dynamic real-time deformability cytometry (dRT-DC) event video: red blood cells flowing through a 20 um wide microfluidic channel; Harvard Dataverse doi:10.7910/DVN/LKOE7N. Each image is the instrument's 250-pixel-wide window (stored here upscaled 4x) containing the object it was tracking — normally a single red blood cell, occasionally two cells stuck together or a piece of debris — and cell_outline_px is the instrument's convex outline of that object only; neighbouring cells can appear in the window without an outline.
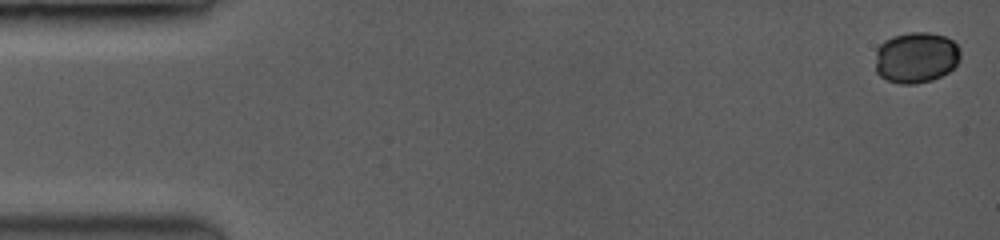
{"species": "common noctule bat (a hibernating species)", "species_latin": "Nyctalus noctula", "temperature_condition": "room temperature", "stored_images_in_passage": 24, "camera_frame_rate_fps": 3500, "um_per_image_px": 0.085, "animal": {"sex": "female", "body_mass_g": 19.0, "forearm_length_mm": 53.3}, "frame": {"image": 1, "passage_image": 1, "time_ms": 0.0, "image_size_px": [1000, 240], "cell_outline_px": [[960, 60], [948, 72], [932, 80], [916, 84], [900, 84], [888, 80], [880, 76], [876, 72], [876, 48], [884, 40], [892, 36], [912, 32], [928, 32], [944, 36], [952, 40], [956, 44], [960, 52]], "centroid_in_image_um": [77.85, 4.89], "position_along_channel_um": 7.2, "area_um2": 25.37}}
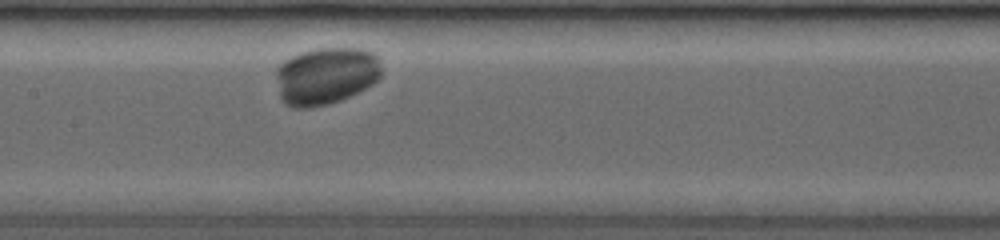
{"frame": {"image": 2, "passage_image": 12, "time_ms": 4.857, "image_size_px": [1000, 240], "cell_outline_px": [[384, 72], [372, 84], [348, 96], [324, 104], [288, 104], [280, 96], [276, 76], [276, 68], [284, 60], [300, 52], [316, 48], [364, 48], [380, 56]], "centroid_in_image_um": [27.78, 6.34], "position_along_channel_um": 179.6, "area_um2": 34.56}}
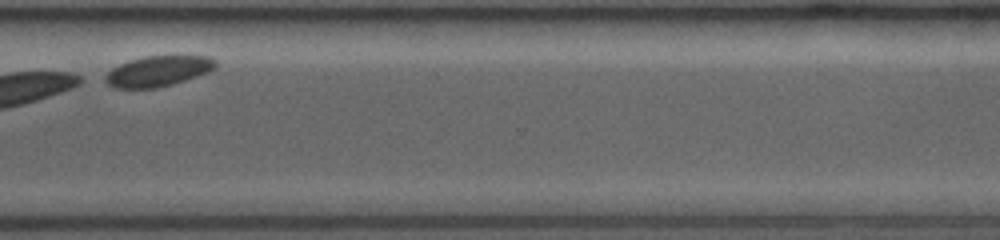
{"frame": {"image": 3, "passage_image": 22, "time_ms": 9.714, "image_size_px": [1000, 240], "cell_outline_px": [[216, 64], [208, 72], [184, 80], [152, 88], [116, 88], [108, 84], [104, 80], [104, 76], [112, 68], [120, 64], [144, 56], [168, 52], [180, 52], [208, 56], [216, 60]], "centroid_in_image_um": [13.48, 5.96], "position_along_channel_um": 357.1, "area_um2": 20.23}}